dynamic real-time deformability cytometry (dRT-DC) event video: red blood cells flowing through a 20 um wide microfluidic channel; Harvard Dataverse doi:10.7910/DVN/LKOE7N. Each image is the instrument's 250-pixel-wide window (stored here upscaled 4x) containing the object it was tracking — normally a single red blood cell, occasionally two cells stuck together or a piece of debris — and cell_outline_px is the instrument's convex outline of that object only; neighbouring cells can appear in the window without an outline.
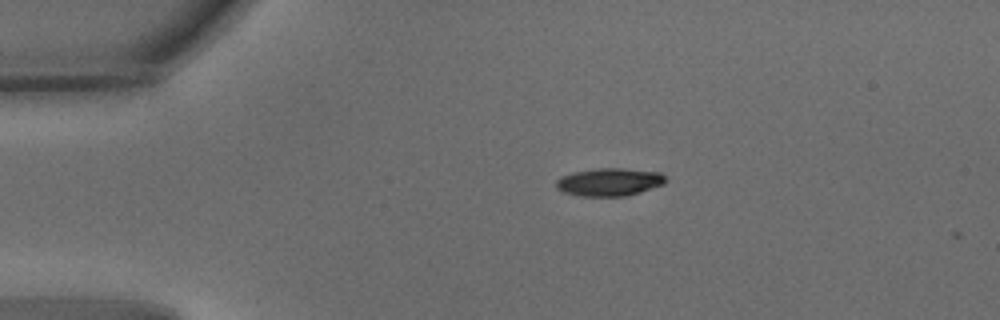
{"species": "common noctule bat (a hibernating species)", "species_latin": "Nyctalus noctula", "temperature_condition": "warm", "stored_images_in_passage": 3, "camera_frame_rate_fps": 3000, "um_per_image_px": 0.085, "animal": {"sex": "male", "body_mass_g": 15.6}, "frame": {"image": 1, "passage_image": 1, "time_ms": 0.0, "image_size_px": [1000, 320], "cell_outline_px": [[664, 184], [640, 192], [624, 196], [580, 196], [564, 192], [556, 188], [556, 180], [560, 176], [572, 172], [596, 168], [624, 168], [660, 172], [664, 176]], "centroid_in_image_um": [51.75, 15.46], "position_along_channel_um": 33.2, "area_um2": 17.8}}